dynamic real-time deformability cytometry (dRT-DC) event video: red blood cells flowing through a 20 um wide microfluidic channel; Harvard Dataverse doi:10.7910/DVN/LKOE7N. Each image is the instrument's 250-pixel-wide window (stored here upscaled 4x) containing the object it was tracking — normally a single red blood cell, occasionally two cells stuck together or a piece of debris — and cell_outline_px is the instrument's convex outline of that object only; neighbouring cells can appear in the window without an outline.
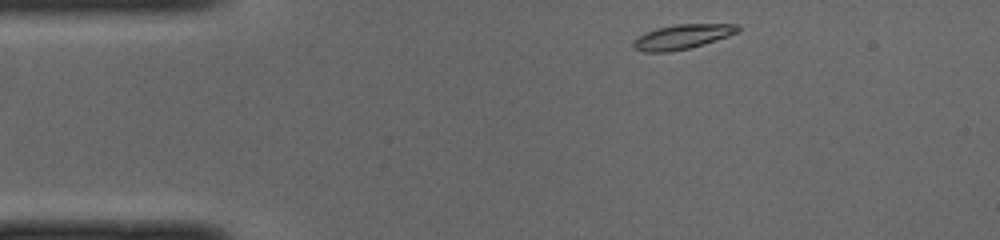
{"species": "common noctule bat (a hibernating species)", "species_latin": "Nyctalus noctula", "temperature_condition": "cold", "stored_images_in_passage": 43, "camera_frame_rate_fps": 3000, "um_per_image_px": 0.085, "animal": {"sex": "male", "body_mass_g": 19.0, "forearm_length_mm": 50.8}, "frame": {"image": 1, "passage_image": 1, "time_ms": 0.0, "image_size_px": [1000, 240], "cell_outline_px": [[740, 28], [736, 32], [728, 36], [688, 48], [668, 52], [644, 52], [636, 48], [632, 44], [632, 40], [644, 32], [656, 28], [676, 24], [736, 24]], "centroid_in_image_um": [57.93, 3.11], "position_along_channel_um": 27.1, "area_um2": 14.8}}
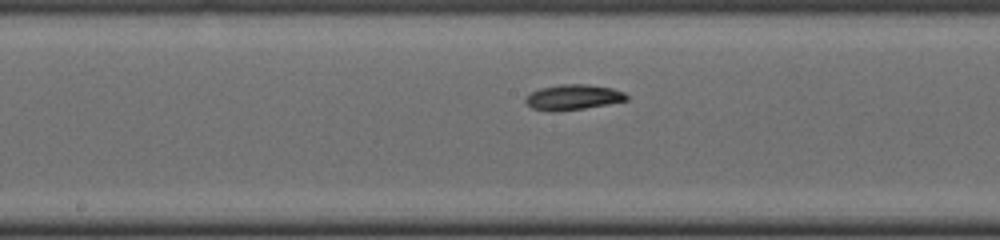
{"frame": {"image": 2, "passage_image": 18, "time_ms": 5.667, "image_size_px": [1000, 240], "cell_outline_px": [[628, 100], [608, 104], [584, 108], [552, 112], [532, 108], [524, 100], [524, 96], [540, 88], [560, 84], [588, 84], [612, 88], [624, 92], [628, 96]], "centroid_in_image_um": [48.7, 8.26], "position_along_channel_um": 199.5, "area_um2": 14.97}}
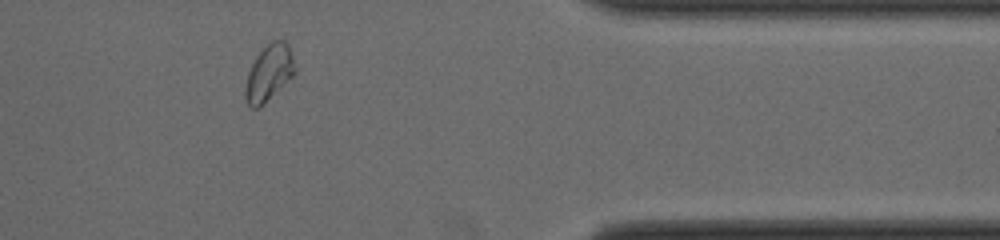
{"frame": {"image": 3, "passage_image": 34, "time_ms": 11.0, "image_size_px": [1000, 240], "cell_outline_px": [[296, 72], [260, 108], [252, 108], [248, 104], [244, 96], [244, 88], [248, 72], [256, 56], [272, 40], [284, 40], [288, 44], [296, 68]], "centroid_in_image_um": [22.85, 6.21], "position_along_channel_um": 388.6, "area_um2": 16.13}, "authors_computed_cell_mechanics": {"area_um2": 14.9702, "velocity_mm_per_s": 3.9754, "shape_relaxation_time_tau1_ms": 11.2604, "shape_relaxation_time_tau2_ms": 4.0266, "deformation_change_tau1": 0.1992, "deformation_change_tau2": 0.086}}